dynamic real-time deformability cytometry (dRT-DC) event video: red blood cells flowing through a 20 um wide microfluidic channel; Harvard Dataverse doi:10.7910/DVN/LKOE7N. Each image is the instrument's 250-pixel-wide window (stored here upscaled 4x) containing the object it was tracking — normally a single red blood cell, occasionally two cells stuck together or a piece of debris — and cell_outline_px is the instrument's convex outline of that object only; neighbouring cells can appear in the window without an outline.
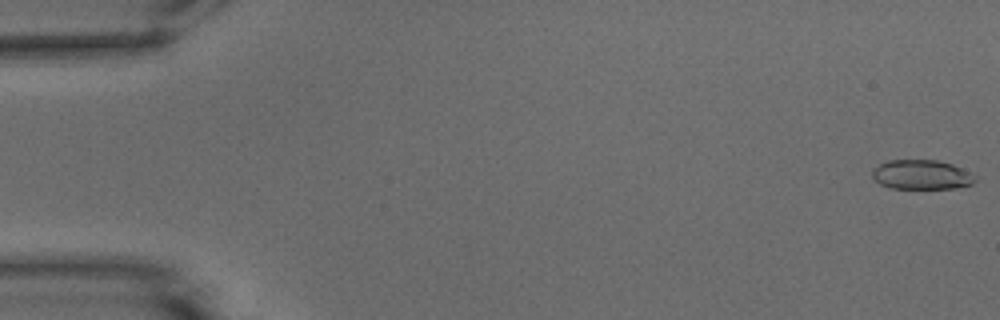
{"species": "common noctule bat (a hibernating species)", "species_latin": "Nyctalus noctula", "temperature_condition": "warm", "stored_images_in_passage": 53, "camera_frame_rate_fps": 3000, "um_per_image_px": 0.085, "animal": {"sex": "male", "body_mass_g": 15.6}, "frame": {"image": 1, "passage_image": 1, "time_ms": 0.0, "image_size_px": [1000, 320], "cell_outline_px": [[976, 180], [972, 184], [956, 188], [892, 188], [880, 184], [872, 176], [872, 168], [888, 160], [936, 160], [952, 164], [976, 176]], "centroid_in_image_um": [78.32, 14.84], "position_along_channel_um": 6.7, "area_um2": 17.57}}
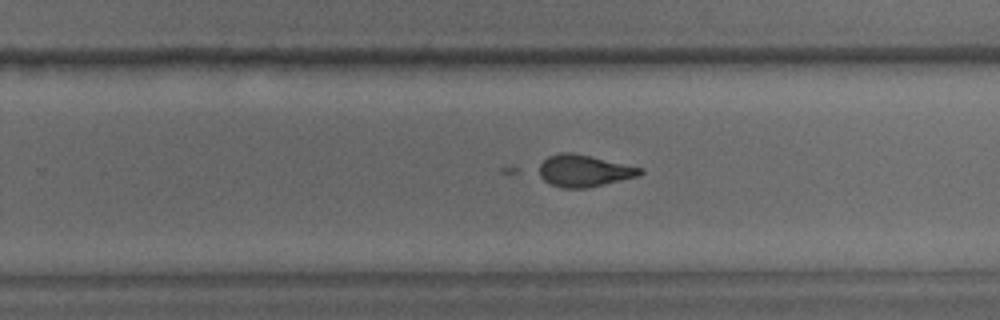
{"frame": {"image": 2, "passage_image": 34, "time_ms": 11.0, "image_size_px": [1000, 320], "cell_outline_px": [[644, 172], [640, 176], [584, 188], [560, 188], [544, 180], [540, 176], [540, 164], [548, 156], [560, 152], [572, 152], [644, 168]], "centroid_in_image_um": [49.66, 14.51], "position_along_channel_um": 280.1, "area_um2": 18.67}}
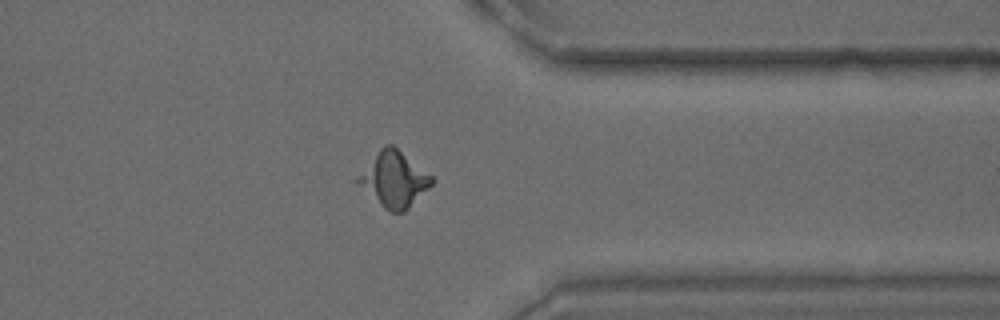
{"frame": {"image": 3, "passage_image": 42, "time_ms": 13.667, "image_size_px": [1000, 320], "cell_outline_px": [[436, 180], [404, 212], [392, 212], [384, 208], [352, 180], [380, 148], [384, 144], [392, 144], [432, 176]], "centroid_in_image_um": [33.44, 15.23], "position_along_channel_um": 378.0, "area_um2": 23.58}}